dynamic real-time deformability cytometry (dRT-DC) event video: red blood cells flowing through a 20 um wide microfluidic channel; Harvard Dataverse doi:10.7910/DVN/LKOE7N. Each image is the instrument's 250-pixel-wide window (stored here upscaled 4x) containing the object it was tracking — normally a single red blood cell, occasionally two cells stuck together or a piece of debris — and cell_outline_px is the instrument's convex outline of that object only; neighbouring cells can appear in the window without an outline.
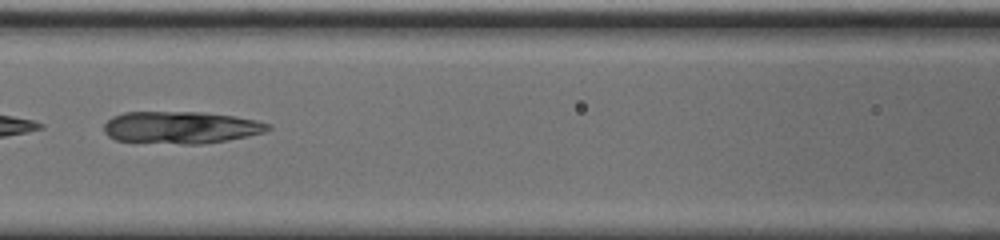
{"species": "common noctule bat (a hibernating species)", "species_latin": "Nyctalus noctula", "temperature_condition": "cold", "stored_images_in_passage": 13, "camera_frame_rate_fps": 3000, "um_per_image_px": 0.085, "animal": {"sex": "male", "body_mass_g": 20.0, "forearm_length_mm": 53.3}, "frame": {"image": 1, "passage_image": 8, "time_ms": 2.333, "image_size_px": [1000, 240], "cell_outline_px": [[272, 128], [264, 132], [248, 136], [204, 144], [184, 144], [116, 140], [108, 136], [104, 132], [104, 124], [112, 116], [124, 112], [204, 112], [236, 116], [256, 120], [272, 124]], "centroid_in_image_um": [15.4, 10.82], "position_along_channel_um": 151.2, "area_um2": 30.87}}
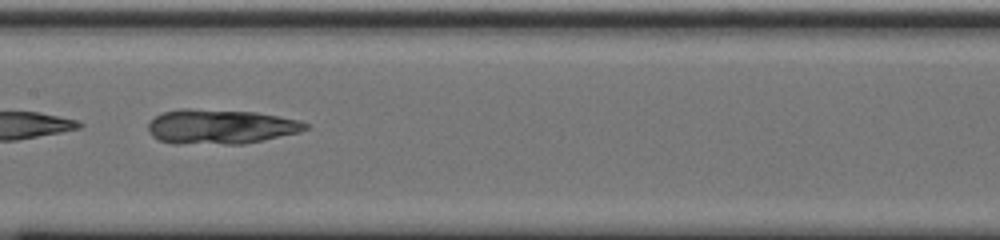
{"frame": {"image": 2, "passage_image": 11, "time_ms": 3.333, "image_size_px": [1000, 240], "cell_outline_px": [[308, 128], [300, 132], [244, 144], [172, 144], [160, 140], [152, 136], [148, 132], [148, 124], [156, 116], [164, 112], [180, 108], [188, 108], [256, 112], [300, 120], [308, 124]], "centroid_in_image_um": [18.73, 10.77], "position_along_channel_um": 188.7, "area_um2": 31.96}}